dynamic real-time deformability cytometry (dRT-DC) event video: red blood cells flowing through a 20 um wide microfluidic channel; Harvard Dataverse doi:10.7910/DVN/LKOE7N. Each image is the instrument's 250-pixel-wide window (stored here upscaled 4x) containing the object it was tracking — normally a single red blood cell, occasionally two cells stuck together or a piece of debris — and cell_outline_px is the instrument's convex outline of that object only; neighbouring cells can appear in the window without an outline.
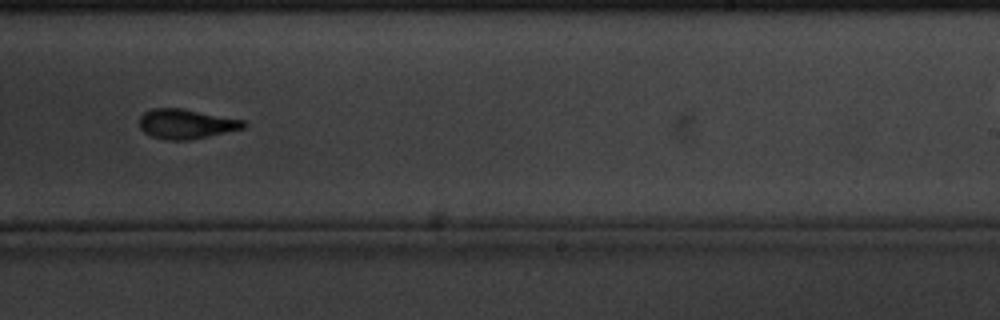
{"species": "common noctule bat (a hibernating species)", "species_latin": "Nyctalus noctula", "temperature_condition": "cold", "stored_images_in_passage": 36, "camera_frame_rate_fps": 3000, "um_per_image_px": 0.085, "animal": {"sex": "male", "body_mass_g": 20.1, "forearm_length_mm": 53.5}, "frame": {"image": 1, "passage_image": 21, "time_ms": 6.667, "image_size_px": [1000, 320], "cell_outline_px": [[248, 124], [244, 128], [208, 136], [188, 140], [168, 140], [152, 136], [144, 132], [140, 128], [140, 116], [144, 112], [152, 108], [180, 108], [244, 120]], "centroid_in_image_um": [15.81, 10.53], "position_along_channel_um": 273.2, "area_um2": 17.86}, "authors_computed_cell_mechanics": {"area_um2": 18.3515, "velocity_mm_per_s": 3.2892, "shape_relaxation_time_tau1_ms": 3.6973, "shape_relaxation_time_tau2_ms": 2.7834, "deformation_change_tau1": 0.1504, "deformation_change_tau2": 0.092}}